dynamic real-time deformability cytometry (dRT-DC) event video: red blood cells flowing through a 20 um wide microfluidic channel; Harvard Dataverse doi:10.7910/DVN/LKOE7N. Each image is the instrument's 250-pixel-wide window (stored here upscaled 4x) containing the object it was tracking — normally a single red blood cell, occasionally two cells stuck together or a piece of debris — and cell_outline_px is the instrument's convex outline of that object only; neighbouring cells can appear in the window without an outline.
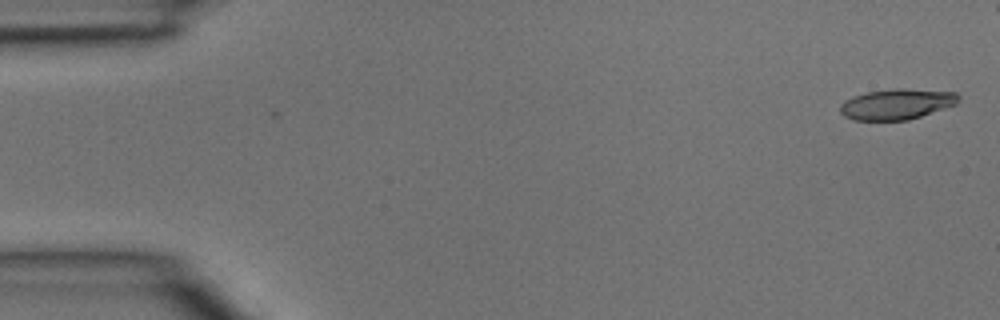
{"species": "common noctule bat (a hibernating species)", "species_latin": "Nyctalus noctula", "temperature_condition": "room temperature", "stored_images_in_passage": 5, "camera_frame_rate_fps": 3000, "um_per_image_px": 0.085, "animal": {"sex": "male", "body_mass_g": 15.6}, "frame": {"image": 1, "passage_image": 1, "time_ms": 0.0, "image_size_px": [1000, 320], "cell_outline_px": [[960, 100], [956, 104], [908, 120], [852, 120], [844, 116], [840, 112], [840, 104], [844, 100], [852, 96], [868, 92], [896, 88], [904, 88], [956, 92], [960, 96]], "centroid_in_image_um": [76.21, 8.84], "position_along_channel_um": 8.8, "area_um2": 21.15}}